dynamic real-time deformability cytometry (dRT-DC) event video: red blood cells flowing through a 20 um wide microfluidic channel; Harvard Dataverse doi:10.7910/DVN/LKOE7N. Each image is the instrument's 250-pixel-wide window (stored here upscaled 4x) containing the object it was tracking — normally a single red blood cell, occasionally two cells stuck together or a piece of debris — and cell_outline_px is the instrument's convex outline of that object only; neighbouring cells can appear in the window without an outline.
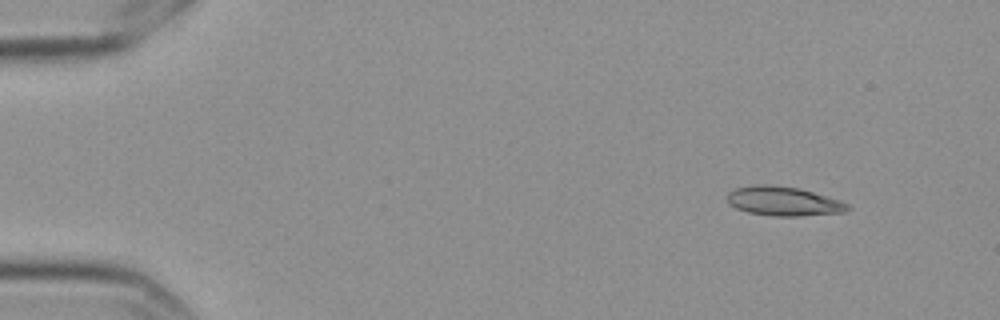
{"species": "Egyptian fruit bat (a non-hibernating species)", "species_latin": "Rousettus aegyptiacus", "temperature_condition": "cold", "stored_images_in_passage": 4, "camera_frame_rate_fps": 3000, "um_per_image_px": 0.085, "frame": {"image": 1, "passage_image": 1, "time_ms": 0.0, "image_size_px": [1000, 320], "cell_outline_px": [[852, 208], [844, 212], [800, 216], [772, 216], [748, 212], [736, 208], [728, 204], [728, 192], [736, 188], [756, 184], [768, 184], [800, 188], [840, 200], [848, 204]], "centroid_in_image_um": [66.6, 17.1], "position_along_channel_um": 18.4, "area_um2": 20.58}}
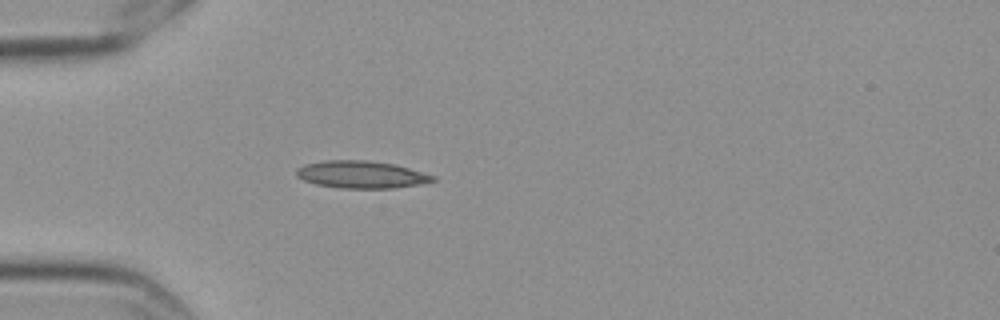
{"frame": {"image": 2, "passage_image": 4, "time_ms": 1.0, "image_size_px": [1000, 320], "cell_outline_px": [[436, 180], [420, 184], [392, 188], [340, 188], [316, 184], [304, 180], [296, 176], [296, 168], [304, 164], [328, 160], [368, 160], [396, 164], [436, 176]], "centroid_in_image_um": [30.71, 14.83], "position_along_channel_um": 54.3, "area_um2": 21.79}}